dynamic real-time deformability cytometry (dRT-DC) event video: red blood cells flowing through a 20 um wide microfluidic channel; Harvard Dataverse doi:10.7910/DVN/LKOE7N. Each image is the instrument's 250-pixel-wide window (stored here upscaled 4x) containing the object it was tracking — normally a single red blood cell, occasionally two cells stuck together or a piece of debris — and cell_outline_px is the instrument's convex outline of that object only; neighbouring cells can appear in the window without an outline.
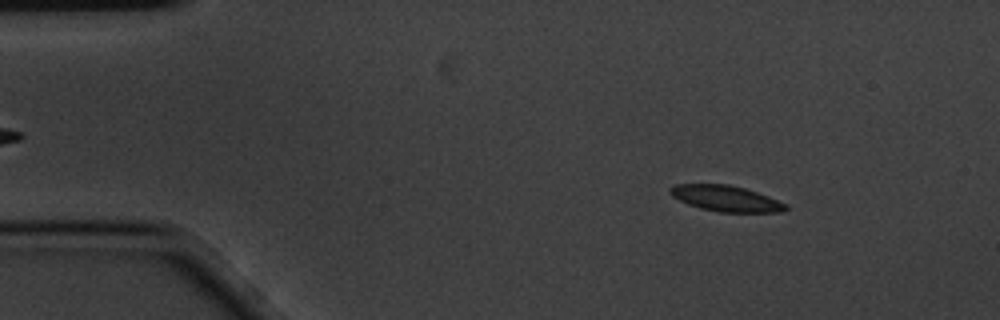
{"species": "common noctule bat (a hibernating species)", "species_latin": "Nyctalus noctula", "temperature_condition": "cold", "stored_images_in_passage": 5, "camera_frame_rate_fps": 3000, "um_per_image_px": 0.085, "animal": {"sex": "male", "body_mass_g": 20.1, "forearm_length_mm": 53.5}, "frame": {"image": 1, "passage_image": 2, "time_ms": 0.333, "image_size_px": [1000, 320], "cell_outline_px": [[788, 208], [780, 212], [720, 212], [700, 208], [688, 204], [672, 196], [668, 192], [668, 188], [676, 184], [728, 184], [744, 188], [768, 196], [788, 204]], "centroid_in_image_um": [61.69, 16.86], "position_along_channel_um": 23.3, "area_um2": 17.4}}
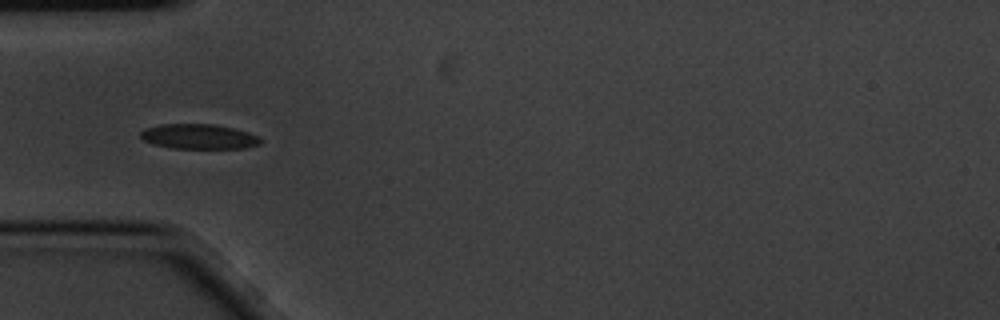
{"frame": {"image": 2, "passage_image": 5, "time_ms": 1.333, "image_size_px": [1000, 320], "cell_outline_px": [[264, 140], [260, 144], [244, 148], [172, 148], [152, 144], [144, 140], [140, 136], [140, 132], [144, 128], [160, 124], [216, 124], [248, 132], [260, 136]], "centroid_in_image_um": [16.91, 11.6], "position_along_channel_um": 68.1, "area_um2": 17.57}}